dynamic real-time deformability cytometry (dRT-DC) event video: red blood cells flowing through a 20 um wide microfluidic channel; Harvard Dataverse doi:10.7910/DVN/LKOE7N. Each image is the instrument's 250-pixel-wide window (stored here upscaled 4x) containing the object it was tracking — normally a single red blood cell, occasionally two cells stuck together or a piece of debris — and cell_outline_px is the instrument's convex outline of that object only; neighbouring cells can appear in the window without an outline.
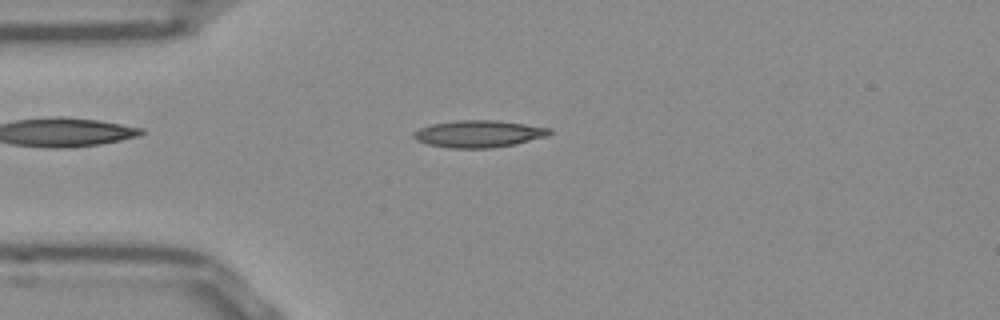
{"species": "Egyptian fruit bat (a non-hibernating species)", "species_latin": "Rousettus aegyptiacus", "temperature_condition": "room temperature", "stored_images_in_passage": 51, "camera_frame_rate_fps": 3000, "um_per_image_px": 0.085, "frame": {"image": 1, "passage_image": 12, "time_ms": 3.667, "image_size_px": [1000, 320], "cell_outline_px": [[552, 132], [548, 136], [516, 144], [492, 148], [448, 148], [428, 144], [416, 140], [412, 136], [412, 132], [420, 128], [432, 124], [456, 120], [496, 120], [552, 128]], "centroid_in_image_um": [40.69, 11.38], "position_along_channel_um": 44.3, "area_um2": 21.56}}
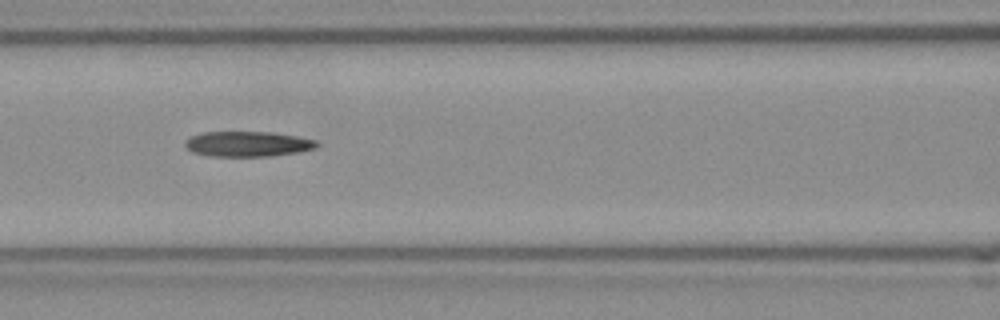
{"frame": {"image": 2, "passage_image": 21, "time_ms": 6.667, "image_size_px": [1000, 320], "cell_outline_px": [[320, 144], [316, 148], [300, 152], [268, 156], [208, 156], [192, 152], [184, 144], [184, 140], [192, 136], [204, 132], [272, 132], [296, 136], [316, 140]], "centroid_in_image_um": [21.07, 12.24], "position_along_channel_um": 145.5, "area_um2": 19.42}}
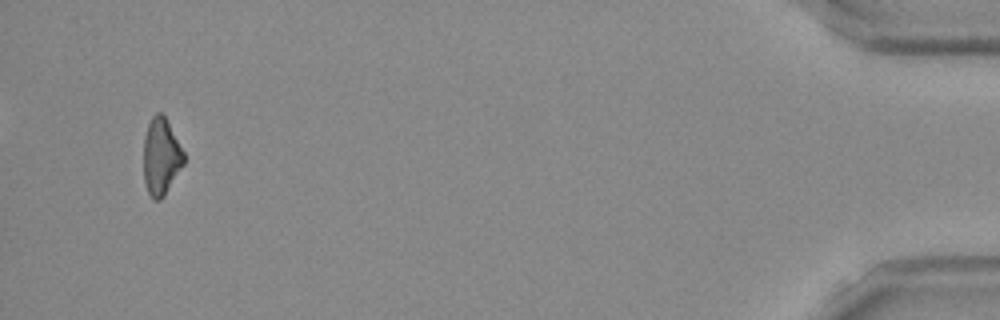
{"frame": {"image": 3, "passage_image": 49, "time_ms": 16.0, "image_size_px": [1000, 320], "cell_outline_px": [[184, 164], [164, 196], [160, 200], [152, 200], [148, 192], [144, 180], [144, 140], [148, 124], [152, 116], [156, 112], [160, 112], [164, 116], [184, 152]], "centroid_in_image_um": [13.69, 13.34], "position_along_channel_um": 421.5, "area_um2": 17.86}}